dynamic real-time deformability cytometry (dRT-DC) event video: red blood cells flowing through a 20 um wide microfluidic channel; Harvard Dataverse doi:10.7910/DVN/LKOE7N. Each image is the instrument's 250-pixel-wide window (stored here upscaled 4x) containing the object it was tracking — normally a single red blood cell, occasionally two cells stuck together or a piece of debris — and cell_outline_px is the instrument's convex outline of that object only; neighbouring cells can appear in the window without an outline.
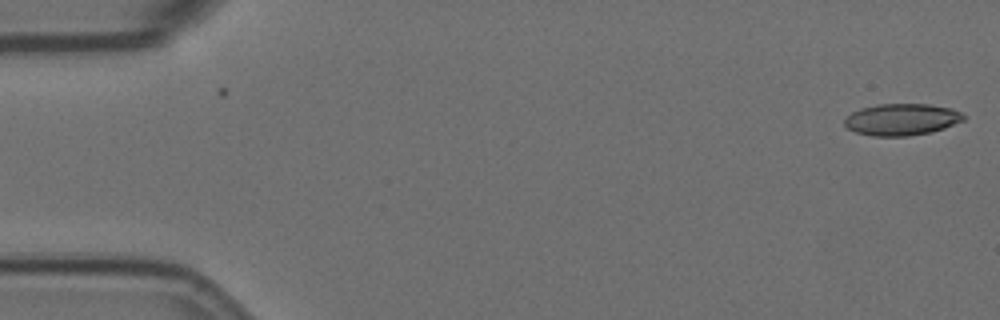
{"species": "Egyptian fruit bat (a non-hibernating species)", "species_latin": "Rousettus aegyptiacus", "temperature_condition": "room temperature", "stored_images_in_passage": 4, "camera_frame_rate_fps": 3000, "um_per_image_px": 0.085, "animal": {"sex": "female"}, "frame": {"image": 1, "passage_image": 4, "time_ms": 1.0, "image_size_px": [1000, 320], "cell_outline_px": [[968, 116], [964, 120], [944, 128], [932, 132], [908, 136], [872, 136], [856, 132], [848, 128], [844, 124], [844, 120], [852, 112], [860, 108], [880, 104], [928, 104], [952, 108]], "centroid_in_image_um": [76.67, 10.15], "position_along_channel_um": 8.3, "area_um2": 22.08}}